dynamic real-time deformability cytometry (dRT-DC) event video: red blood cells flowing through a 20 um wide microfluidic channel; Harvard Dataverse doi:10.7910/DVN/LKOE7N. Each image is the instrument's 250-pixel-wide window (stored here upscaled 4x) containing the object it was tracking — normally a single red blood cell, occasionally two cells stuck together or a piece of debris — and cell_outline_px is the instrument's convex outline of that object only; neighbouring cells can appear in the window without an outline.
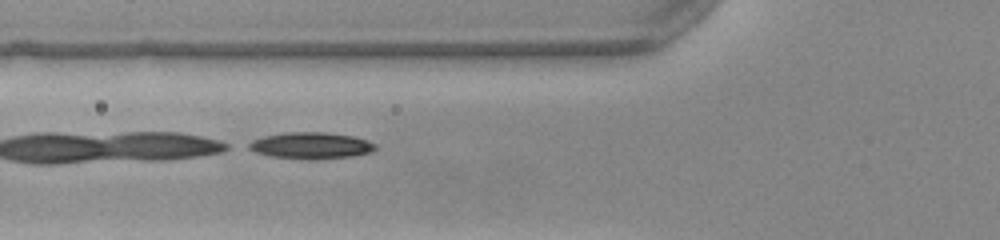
{"species": "common noctule bat (a hibernating species)", "species_latin": "Nyctalus noctula", "temperature_condition": "warm", "stored_images_in_passage": 50, "camera_frame_rate_fps": 3000, "um_per_image_px": 0.085, "animal": {"sex": "female", "body_mass_g": 22.0, "forearm_length_mm": 56.7}, "frame": {"image": 1, "passage_image": 19, "time_ms": 6.0, "image_size_px": [1000, 240], "cell_outline_px": [[376, 148], [372, 152], [352, 156], [308, 160], [272, 156], [256, 152], [248, 148], [244, 144], [252, 140], [264, 136], [284, 132], [324, 132], [352, 136], [368, 140], [376, 144]], "centroid_in_image_um": [26.41, 12.37], "position_along_channel_um": 99.4, "area_um2": 19.65}}
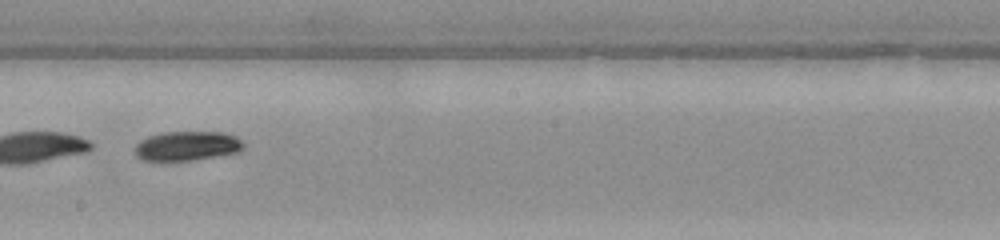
{"frame": {"image": 2, "passage_image": 29, "time_ms": 9.333, "image_size_px": [1000, 240], "cell_outline_px": [[244, 148], [240, 152], [192, 160], [144, 160], [136, 156], [136, 144], [140, 140], [148, 136], [164, 132], [224, 132], [236, 136], [244, 144]], "centroid_in_image_um": [15.93, 12.39], "position_along_channel_um": 232.3, "area_um2": 18.55}}
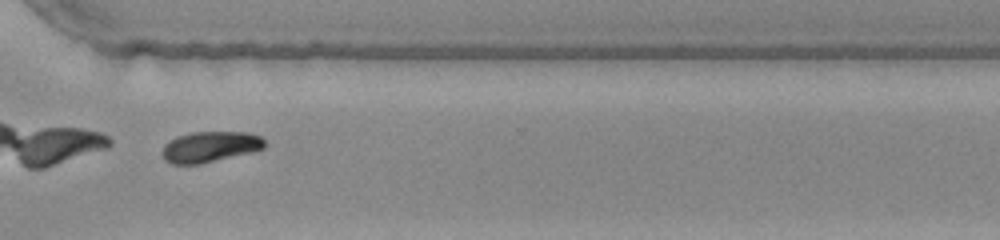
{"frame": {"image": 3, "passage_image": 38, "time_ms": 12.333, "image_size_px": [1000, 240], "cell_outline_px": [[264, 148], [252, 152], [200, 164], [172, 164], [164, 160], [164, 144], [176, 136], [192, 132], [248, 132], [260, 136], [264, 140]], "centroid_in_image_um": [17.86, 12.47], "position_along_channel_um": 352.7, "area_um2": 18.26}, "authors_computed_cell_mechanics": {"area_um2": 29.9982, "velocity_mm_per_s": 3.9964, "shape_relaxation_time_tau1_ms": 0.6763, "shape_relaxation_time_tau2_ms": null, "deformation_change_tau1": 0.2987, "deformation_change_tau2": null}}